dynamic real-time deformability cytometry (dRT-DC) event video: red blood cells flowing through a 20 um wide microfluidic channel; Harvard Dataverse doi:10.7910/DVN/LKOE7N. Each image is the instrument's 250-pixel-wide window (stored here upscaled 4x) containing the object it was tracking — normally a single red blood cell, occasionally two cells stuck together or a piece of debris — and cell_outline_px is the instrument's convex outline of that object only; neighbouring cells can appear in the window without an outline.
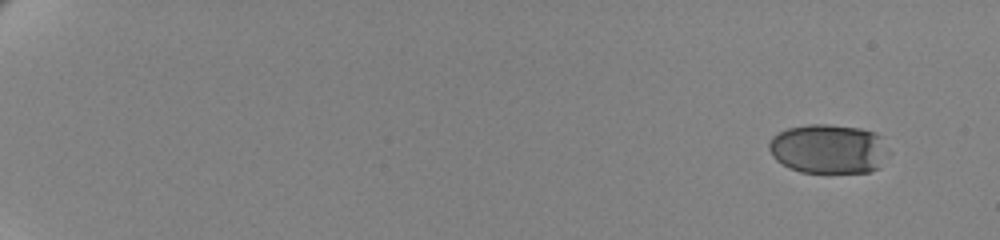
{"species": "human", "species_latin": "Homo sapiens", "temperature_condition": "cold", "stored_images_in_passage": 59, "camera_frame_rate_fps": 3000, "um_per_image_px": 0.085, "donor": {"sex": "female"}, "frame": {"image": 1, "passage_image": 1, "time_ms": 0.0, "image_size_px": [1000, 240], "cell_outline_px": [[880, 168], [868, 172], [800, 172], [788, 168], [776, 160], [772, 156], [768, 148], [768, 144], [772, 136], [788, 128], [808, 124], [828, 124], [860, 128], [872, 132], [880, 136]], "centroid_in_image_um": [70.27, 12.65], "position_along_channel_um": 14.7, "area_um2": 33.58}}
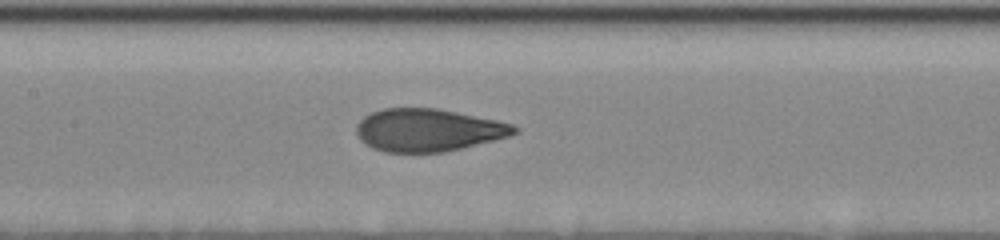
{"frame": {"image": 2, "passage_image": 31, "time_ms": 10.0, "image_size_px": [1000, 240], "cell_outline_px": [[520, 128], [516, 132], [508, 136], [444, 152], [384, 152], [372, 148], [364, 144], [360, 140], [356, 132], [356, 124], [364, 116], [372, 112], [384, 108], [436, 108], [496, 120], [512, 124]], "centroid_in_image_um": [36.33, 11.05], "position_along_channel_um": 171.1, "area_um2": 39.02}}
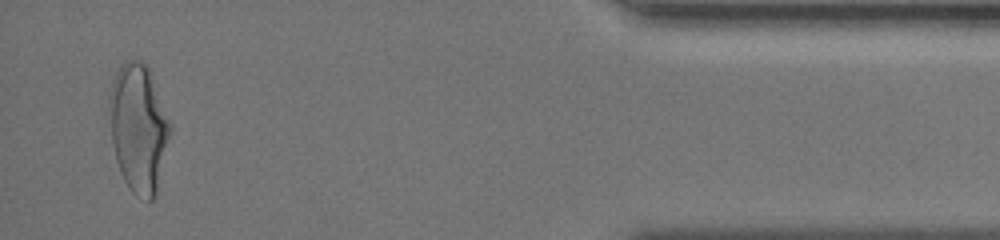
{"frame": {"image": 3, "passage_image": 57, "time_ms": 18.667, "image_size_px": [1000, 240], "cell_outline_px": [[172, 128], [156, 192], [152, 200], [148, 200], [136, 196], [128, 188], [120, 172], [116, 160], [112, 144], [108, 104], [108, 92], [112, 80], [116, 72], [124, 60], [140, 60], [148, 64], [172, 124]], "centroid_in_image_um": [11.77, 10.82], "position_along_channel_um": 423.4, "area_um2": 46.07}, "authors_computed_cell_mechanics": {"area_um2": 39.4774, "velocity_mm_per_s": 3.4738, "shape_relaxation_time_tau1_ms": 4.5695, "shape_relaxation_time_tau2_ms": 0.6947, "deformation_change_tau1": 0.1797, "deformation_change_tau2": 0.0659}}